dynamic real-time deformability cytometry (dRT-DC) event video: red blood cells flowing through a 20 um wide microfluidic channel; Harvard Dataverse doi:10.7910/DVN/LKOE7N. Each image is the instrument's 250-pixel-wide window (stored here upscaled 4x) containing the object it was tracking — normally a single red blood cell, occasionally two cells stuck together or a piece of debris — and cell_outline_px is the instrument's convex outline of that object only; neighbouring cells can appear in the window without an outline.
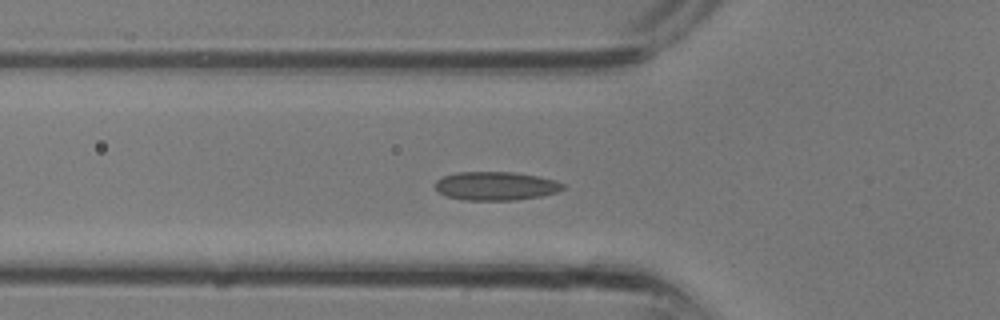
{"species": "common noctule bat (a hibernating species)", "species_latin": "Nyctalus noctula", "temperature_condition": "room temperature", "stored_images_in_passage": 33, "camera_frame_rate_fps": 3000, "um_per_image_px": 0.085, "animal": {"sex": "male", "body_mass_g": 13.3}, "frame": {"image": 1, "passage_image": 11, "time_ms": 3.333, "image_size_px": [1000, 320], "cell_outline_px": [[564, 188], [556, 192], [540, 196], [516, 200], [464, 200], [448, 196], [440, 192], [436, 188], [436, 180], [444, 176], [456, 172], [512, 172], [536, 176], [556, 180], [564, 184]], "centroid_in_image_um": [42.15, 15.8], "position_along_channel_um": 83.7, "area_um2": 21.1}}
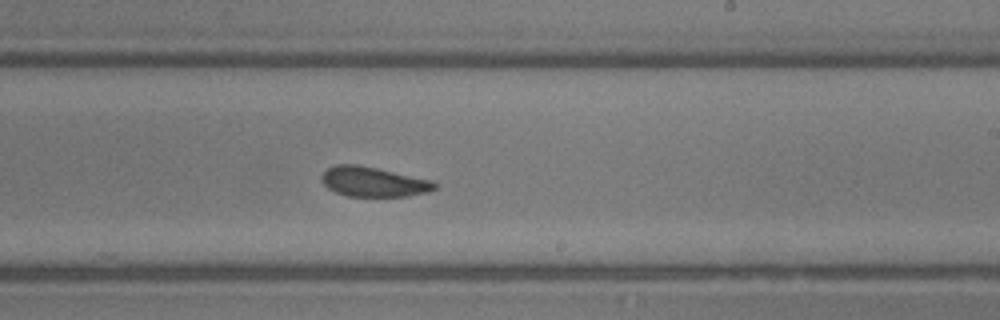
{"frame": {"image": 2, "passage_image": 19, "time_ms": 6.0, "image_size_px": [1000, 320], "cell_outline_px": [[436, 188], [428, 192], [408, 196], [348, 196], [336, 192], [328, 188], [320, 180], [320, 176], [328, 168], [336, 164], [356, 164], [376, 168], [432, 180], [436, 184]], "centroid_in_image_um": [31.72, 15.45], "position_along_channel_um": 257.3, "area_um2": 19.54}}
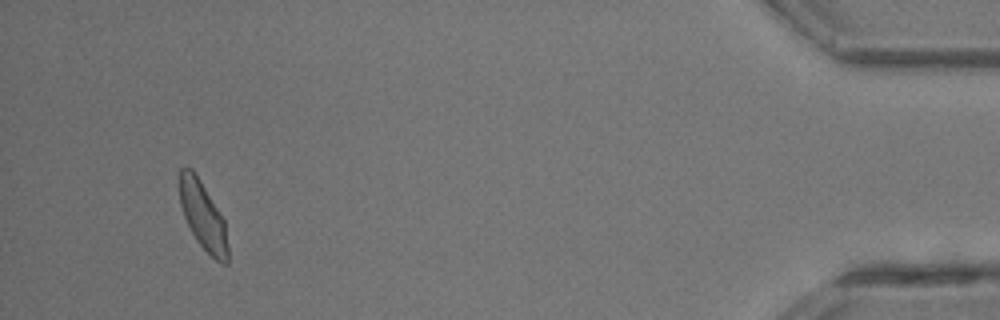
{"frame": {"image": 3, "passage_image": 30, "time_ms": 9.667, "image_size_px": [1000, 320], "cell_outline_px": [[228, 264], [220, 264], [196, 240], [184, 216], [180, 204], [180, 168], [192, 168], [200, 180], [224, 220], [228, 248]], "centroid_in_image_um": [17.26, 18.37], "position_along_channel_um": 417.9, "area_um2": 18.73}}